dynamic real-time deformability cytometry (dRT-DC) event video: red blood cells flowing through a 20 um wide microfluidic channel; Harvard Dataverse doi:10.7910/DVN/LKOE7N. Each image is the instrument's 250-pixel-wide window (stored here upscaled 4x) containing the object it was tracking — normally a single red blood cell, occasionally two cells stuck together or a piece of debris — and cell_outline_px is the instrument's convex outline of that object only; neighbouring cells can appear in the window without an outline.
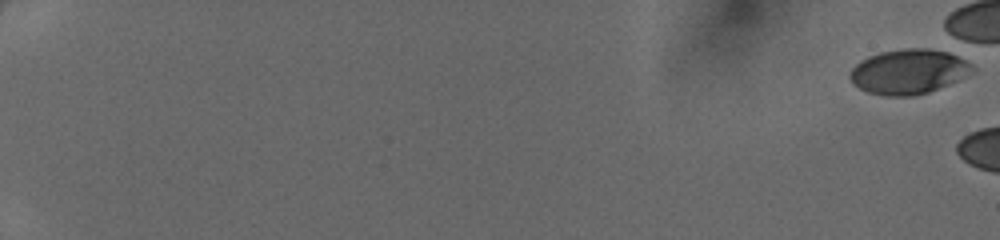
{"species": "human", "species_latin": "Homo sapiens", "temperature_condition": "cold", "stored_images_in_passage": 2, "camera_frame_rate_fps": 3000, "um_per_image_px": 0.085, "donor": {"sex": "female"}, "frame": {"image": 1, "passage_image": 1, "time_ms": 0.0, "image_size_px": [1000, 240], "cell_outline_px": [[976, 68], [956, 80], [948, 84], [928, 92], [912, 96], [888, 96], [868, 92], [852, 84], [848, 76], [852, 68], [860, 60], [868, 56], [880, 52], [904, 48], [928, 48], [948, 52], [972, 64]], "centroid_in_image_um": [77.17, 6.08], "position_along_channel_um": 7.8, "area_um2": 31.73}}